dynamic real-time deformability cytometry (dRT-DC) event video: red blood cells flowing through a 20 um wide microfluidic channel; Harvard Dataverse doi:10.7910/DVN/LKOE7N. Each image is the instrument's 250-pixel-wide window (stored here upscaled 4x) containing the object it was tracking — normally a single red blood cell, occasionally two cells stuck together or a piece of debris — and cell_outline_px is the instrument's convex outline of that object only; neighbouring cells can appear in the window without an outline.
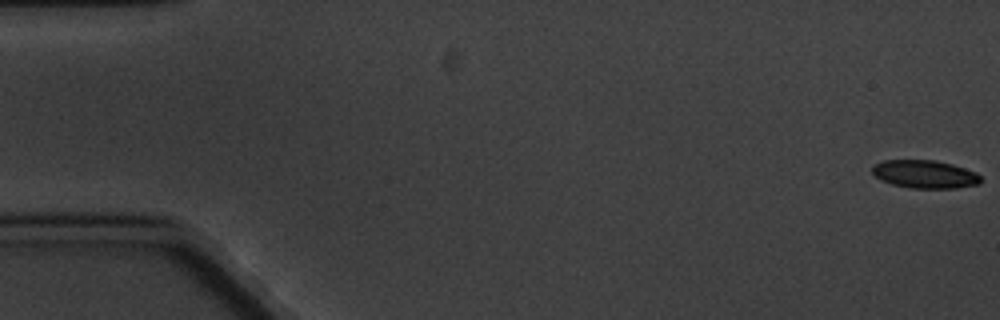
{"species": "common noctule bat (a hibernating species)", "species_latin": "Nyctalus noctula", "temperature_condition": "cold", "stored_images_in_passage": 12, "camera_frame_rate_fps": 3000, "um_per_image_px": 0.085, "animal": {"sex": "male", "body_mass_g": 20.1, "forearm_length_mm": 53.5}, "frame": {"image": 1, "passage_image": 1, "time_ms": 0.0, "image_size_px": [1000, 320], "cell_outline_px": [[984, 180], [980, 184], [956, 188], [908, 188], [892, 184], [880, 180], [872, 172], [872, 168], [876, 164], [884, 160], [936, 160], [952, 164], [976, 172]], "centroid_in_image_um": [78.65, 14.81], "position_along_channel_um": 6.4, "area_um2": 17.86}}
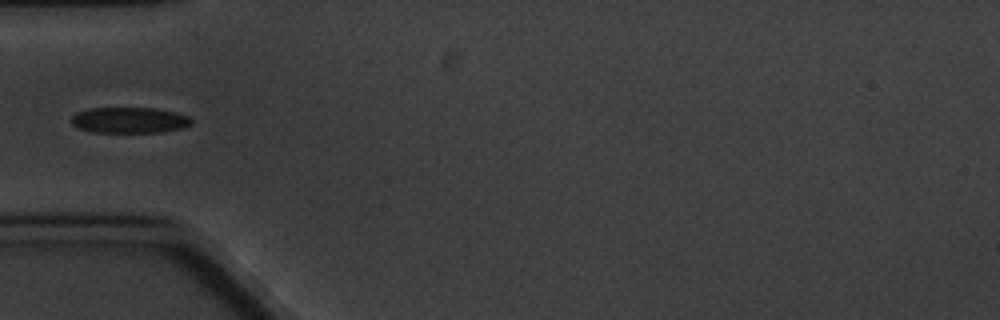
{"frame": {"image": 2, "passage_image": 6, "time_ms": 6.333, "image_size_px": [1000, 320], "cell_outline_px": [[192, 124], [184, 128], [160, 132], [92, 132], [76, 128], [72, 124], [72, 116], [76, 112], [88, 108], [152, 108], [176, 112], [188, 116], [192, 120]], "centroid_in_image_um": [10.99, 10.21], "position_along_channel_um": 74.0, "area_um2": 18.21}}